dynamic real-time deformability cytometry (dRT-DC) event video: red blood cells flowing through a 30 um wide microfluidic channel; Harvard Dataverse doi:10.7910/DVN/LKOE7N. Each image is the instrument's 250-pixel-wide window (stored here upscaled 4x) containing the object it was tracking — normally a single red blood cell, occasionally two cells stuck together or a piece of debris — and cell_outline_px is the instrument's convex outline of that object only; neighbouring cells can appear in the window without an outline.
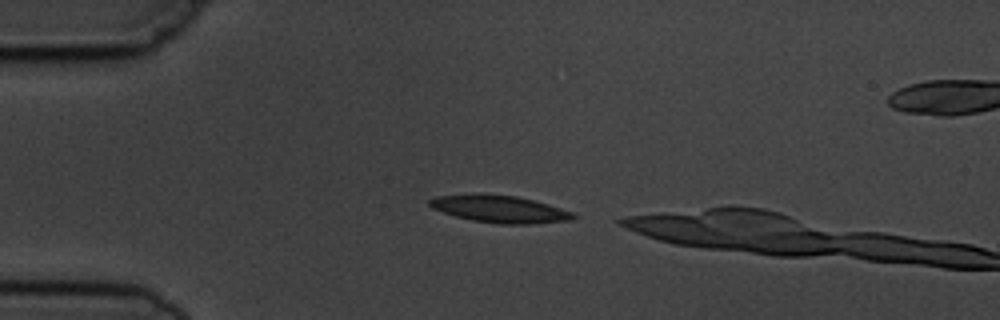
{"species": "common noctule bat (a hibernating species)", "species_latin": "Nyctalus noctula", "temperature_condition": "cold", "stored_images_in_passage": 4, "camera_frame_rate_fps": 3000, "um_per_image_px": 0.085, "animal": {"sex": "male", "body_mass_g": 19.5, "forearm_length_mm": 54.6}, "frame": {"image": 1, "passage_image": 4, "time_ms": 4.333, "image_size_px": [1000, 320], "cell_outline_px": [[576, 216], [572, 220], [528, 224], [500, 224], [472, 220], [456, 216], [432, 208], [428, 204], [428, 200], [436, 196], [476, 192], [480, 192], [516, 196], [548, 204], [572, 212]], "centroid_in_image_um": [42.42, 17.74], "position_along_channel_um": 42.6, "area_um2": 23.0}}